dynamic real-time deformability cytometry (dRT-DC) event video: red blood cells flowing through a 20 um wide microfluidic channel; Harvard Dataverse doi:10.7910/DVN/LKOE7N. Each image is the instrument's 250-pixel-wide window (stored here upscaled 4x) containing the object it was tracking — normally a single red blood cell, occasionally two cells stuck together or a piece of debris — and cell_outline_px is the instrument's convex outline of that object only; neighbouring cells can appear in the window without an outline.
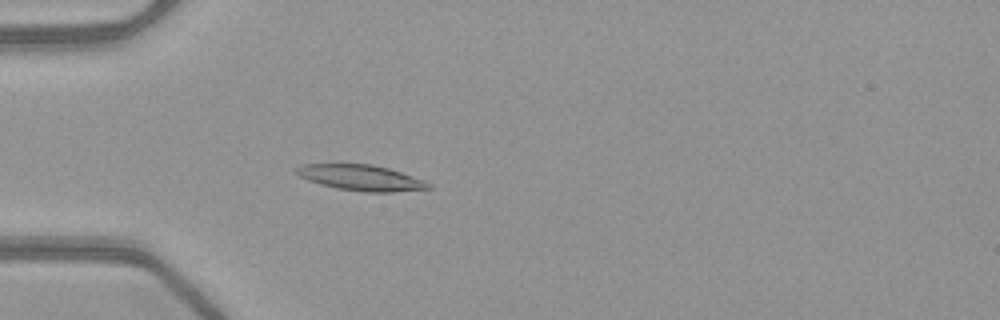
{"species": "common noctule bat (a hibernating species)", "species_latin": "Nyctalus noctula", "temperature_condition": "warm", "stored_images_in_passage": 44, "camera_frame_rate_fps": 3000, "um_per_image_px": 0.085, "animal": {"sex": "female", "body_mass_g": 21.9}, "frame": {"image": 1, "passage_image": 15, "time_ms": 4.667, "image_size_px": [1000, 320], "cell_outline_px": [[432, 188], [392, 192], [364, 192], [336, 188], [320, 184], [308, 180], [300, 176], [296, 172], [296, 168], [304, 164], [372, 164], [388, 168], [424, 180], [432, 184]], "centroid_in_image_um": [30.71, 15.11], "position_along_channel_um": 54.3, "area_um2": 19.65}}
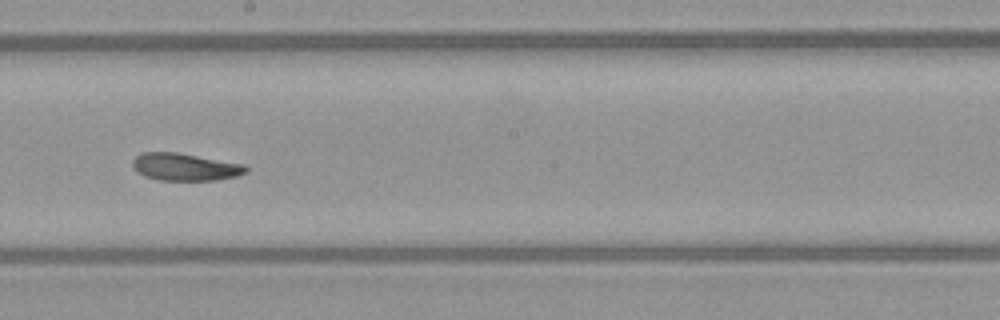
{"frame": {"image": 2, "passage_image": 29, "time_ms": 9.333, "image_size_px": [1000, 320], "cell_outline_px": [[248, 168], [244, 172], [236, 176], [216, 180], [156, 180], [144, 176], [132, 164], [132, 160], [140, 152], [176, 152], [244, 164]], "centroid_in_image_um": [15.7, 14.18], "position_along_channel_um": 232.5, "area_um2": 17.92}}
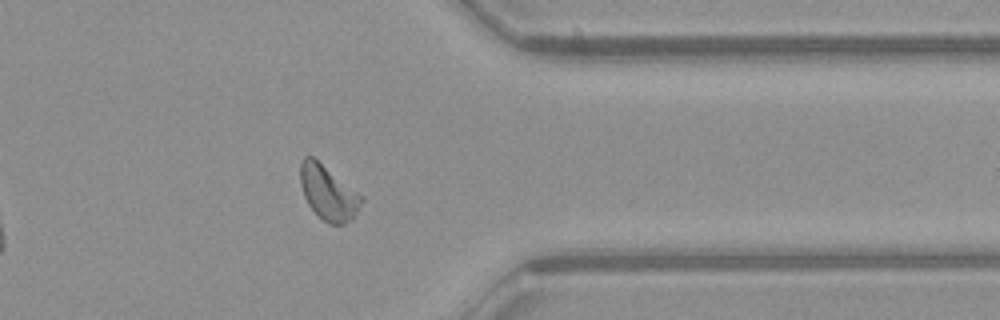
{"frame": {"image": 3, "passage_image": 41, "time_ms": 13.333, "image_size_px": [1000, 320], "cell_outline_px": [[364, 200], [352, 220], [344, 224], [328, 224], [308, 204], [304, 196], [300, 184], [300, 164], [304, 156], [312, 156], [364, 196]], "centroid_in_image_um": [27.92, 16.38], "position_along_channel_um": 383.5, "area_um2": 19.36}, "authors_computed_cell_mechanics": {"area_um2": 18.9584, "velocity_mm_per_s": 4.0123, "shape_relaxation_time_tau1_ms": 7.9815, "shape_relaxation_time_tau2_ms": null, "deformation_change_tau1": 0.1899, "deformation_change_tau2": null}}